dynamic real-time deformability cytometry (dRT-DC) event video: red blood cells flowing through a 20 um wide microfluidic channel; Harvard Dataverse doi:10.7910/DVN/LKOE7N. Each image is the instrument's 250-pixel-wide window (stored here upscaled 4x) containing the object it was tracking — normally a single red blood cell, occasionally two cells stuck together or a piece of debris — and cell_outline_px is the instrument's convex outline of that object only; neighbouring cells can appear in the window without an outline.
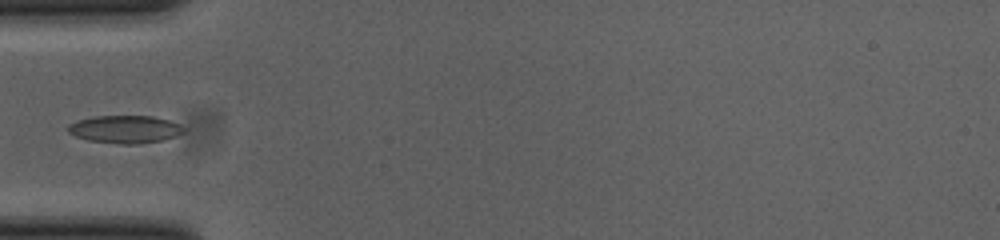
{"species": "common noctule bat (a hibernating species)", "species_latin": "Nyctalus noctula", "temperature_condition": "cold", "stored_images_in_passage": 36, "camera_frame_rate_fps": 3000, "um_per_image_px": 0.085, "animal": {"sex": "female", "body_mass_g": 23.0, "forearm_length_mm": 53.4}, "frame": {"image": 1, "passage_image": 1, "time_ms": 0.0, "image_size_px": [1000, 240], "cell_outline_px": [[184, 132], [176, 136], [164, 140], [140, 144], [120, 144], [88, 140], [76, 136], [68, 132], [68, 124], [76, 120], [92, 116], [152, 116], [172, 120], [180, 124], [184, 128]], "centroid_in_image_um": [10.65, 10.98], "position_along_channel_um": 74.4, "area_um2": 18.96}}
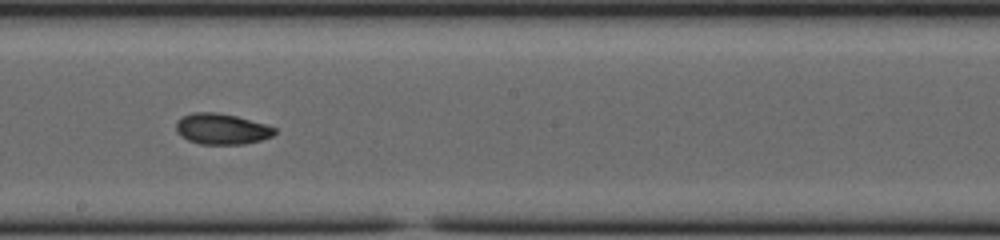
{"frame": {"image": 2, "passage_image": 13, "time_ms": 4.0, "image_size_px": [1000, 240], "cell_outline_px": [[276, 132], [272, 136], [260, 140], [244, 144], [200, 144], [188, 140], [180, 136], [176, 132], [176, 120], [192, 112], [216, 112], [236, 116], [264, 124], [276, 128]], "centroid_in_image_um": [18.81, 10.96], "position_along_channel_um": 229.4, "area_um2": 17.69}}
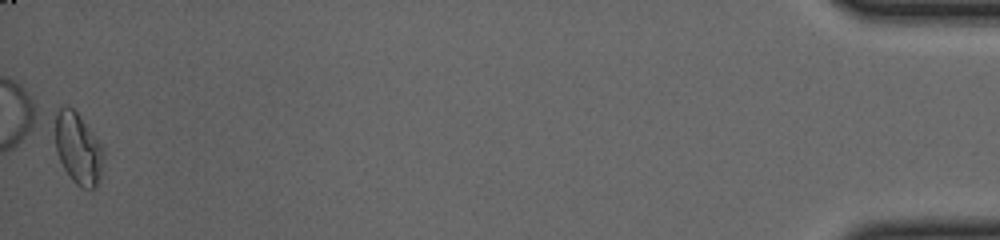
{"frame": {"image": 3, "passage_image": 36, "time_ms": 11.667, "image_size_px": [1000, 240], "cell_outline_px": [[104, 156], [100, 176], [96, 184], [92, 188], [80, 188], [72, 180], [64, 168], [56, 152], [56, 112], [64, 104], [72, 108], [80, 116], [104, 148]], "centroid_in_image_um": [6.64, 12.61], "position_along_channel_um": 428.6, "area_um2": 19.88}}